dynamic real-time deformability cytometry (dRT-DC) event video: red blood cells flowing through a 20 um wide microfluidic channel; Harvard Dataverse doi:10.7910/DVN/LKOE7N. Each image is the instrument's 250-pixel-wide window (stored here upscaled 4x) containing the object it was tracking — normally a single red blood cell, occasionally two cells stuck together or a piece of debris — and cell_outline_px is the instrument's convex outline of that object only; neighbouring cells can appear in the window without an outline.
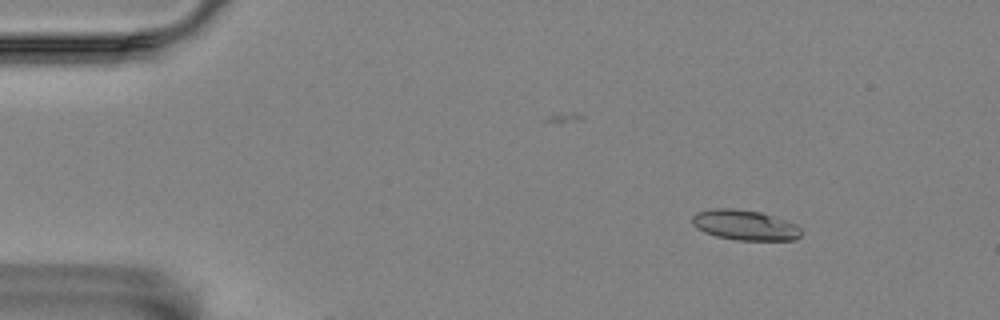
{"species": "Egyptian fruit bat (a non-hibernating species)", "species_latin": "Rousettus aegyptiacus", "temperature_condition": "room temperature", "stored_images_in_passage": 5, "camera_frame_rate_fps": 3000, "um_per_image_px": 0.085, "animal": {"sex": "female"}, "frame": {"image": 1, "passage_image": 2, "time_ms": 0.333, "image_size_px": [1000, 320], "cell_outline_px": [[804, 232], [800, 236], [792, 240], [736, 240], [716, 236], [704, 232], [696, 228], [692, 224], [692, 216], [696, 212], [712, 208], [736, 208], [760, 212], [776, 216], [796, 224]], "centroid_in_image_um": [63.31, 19.12], "position_along_channel_um": 21.7, "area_um2": 19.48}}
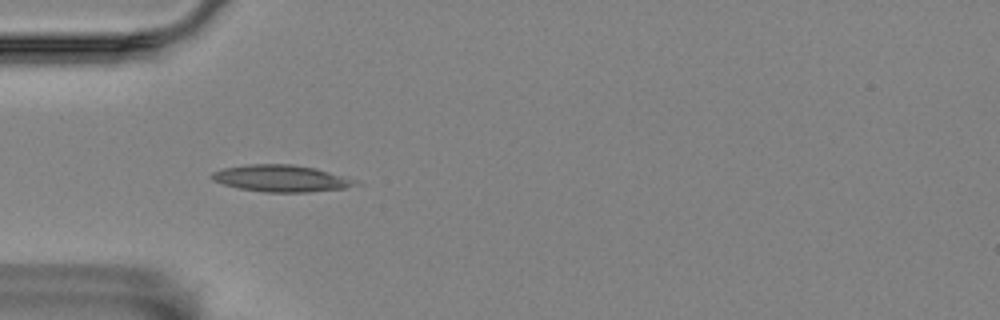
{"frame": {"image": 2, "passage_image": 4, "time_ms": 1.0, "image_size_px": [1000, 320], "cell_outline_px": [[360, 184], [344, 188], [308, 192], [264, 192], [240, 188], [224, 184], [212, 180], [208, 176], [212, 172], [224, 168], [248, 164], [292, 164], [316, 168], [360, 180]], "centroid_in_image_um": [23.93, 15.16], "position_along_channel_um": 61.1, "area_um2": 22.54}}
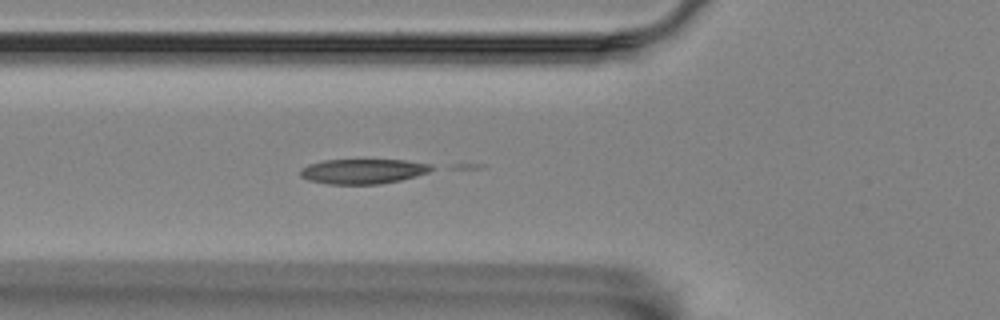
{"frame": {"image": 3, "passage_image": 5, "time_ms": 1.333, "image_size_px": [1000, 320], "cell_outline_px": [[436, 168], [428, 172], [400, 180], [380, 184], [328, 184], [308, 180], [300, 176], [300, 168], [308, 164], [324, 160], [404, 160], [432, 164]], "centroid_in_image_um": [30.84, 14.56], "position_along_channel_um": 95.0, "area_um2": 19.07}}